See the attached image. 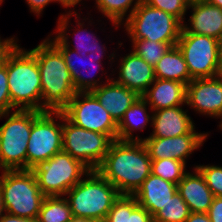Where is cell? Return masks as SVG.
<instances>
[{
  "label": "cell",
  "instance_id": "obj_1",
  "mask_svg": "<svg viewBox=\"0 0 222 222\" xmlns=\"http://www.w3.org/2000/svg\"><path fill=\"white\" fill-rule=\"evenodd\" d=\"M151 161L142 141L115 140L97 171L121 195H134L151 174Z\"/></svg>",
  "mask_w": 222,
  "mask_h": 222
},
{
  "label": "cell",
  "instance_id": "obj_2",
  "mask_svg": "<svg viewBox=\"0 0 222 222\" xmlns=\"http://www.w3.org/2000/svg\"><path fill=\"white\" fill-rule=\"evenodd\" d=\"M30 51L41 75L42 112L62 111L77 92L64 57L47 38Z\"/></svg>",
  "mask_w": 222,
  "mask_h": 222
},
{
  "label": "cell",
  "instance_id": "obj_3",
  "mask_svg": "<svg viewBox=\"0 0 222 222\" xmlns=\"http://www.w3.org/2000/svg\"><path fill=\"white\" fill-rule=\"evenodd\" d=\"M17 44L7 55V77L12 111L42 112L41 75L35 55ZM16 108V109H15Z\"/></svg>",
  "mask_w": 222,
  "mask_h": 222
},
{
  "label": "cell",
  "instance_id": "obj_4",
  "mask_svg": "<svg viewBox=\"0 0 222 222\" xmlns=\"http://www.w3.org/2000/svg\"><path fill=\"white\" fill-rule=\"evenodd\" d=\"M121 194L97 170H91L79 183L66 192L73 216L104 222Z\"/></svg>",
  "mask_w": 222,
  "mask_h": 222
},
{
  "label": "cell",
  "instance_id": "obj_5",
  "mask_svg": "<svg viewBox=\"0 0 222 222\" xmlns=\"http://www.w3.org/2000/svg\"><path fill=\"white\" fill-rule=\"evenodd\" d=\"M0 186L6 213L37 219L46 197L30 169L1 170Z\"/></svg>",
  "mask_w": 222,
  "mask_h": 222
},
{
  "label": "cell",
  "instance_id": "obj_6",
  "mask_svg": "<svg viewBox=\"0 0 222 222\" xmlns=\"http://www.w3.org/2000/svg\"><path fill=\"white\" fill-rule=\"evenodd\" d=\"M182 25L173 15L142 0L122 26L130 39H146L176 46Z\"/></svg>",
  "mask_w": 222,
  "mask_h": 222
},
{
  "label": "cell",
  "instance_id": "obj_7",
  "mask_svg": "<svg viewBox=\"0 0 222 222\" xmlns=\"http://www.w3.org/2000/svg\"><path fill=\"white\" fill-rule=\"evenodd\" d=\"M0 170L27 169V145L32 130V110L0 114Z\"/></svg>",
  "mask_w": 222,
  "mask_h": 222
},
{
  "label": "cell",
  "instance_id": "obj_8",
  "mask_svg": "<svg viewBox=\"0 0 222 222\" xmlns=\"http://www.w3.org/2000/svg\"><path fill=\"white\" fill-rule=\"evenodd\" d=\"M35 174L40 191L46 197L65 196L91 170L69 153L60 151L46 162L35 166Z\"/></svg>",
  "mask_w": 222,
  "mask_h": 222
},
{
  "label": "cell",
  "instance_id": "obj_9",
  "mask_svg": "<svg viewBox=\"0 0 222 222\" xmlns=\"http://www.w3.org/2000/svg\"><path fill=\"white\" fill-rule=\"evenodd\" d=\"M60 151H62V111L32 110V130L27 145V169L32 170Z\"/></svg>",
  "mask_w": 222,
  "mask_h": 222
},
{
  "label": "cell",
  "instance_id": "obj_10",
  "mask_svg": "<svg viewBox=\"0 0 222 222\" xmlns=\"http://www.w3.org/2000/svg\"><path fill=\"white\" fill-rule=\"evenodd\" d=\"M112 142L106 134L74 125L62 112V150L90 170L98 169Z\"/></svg>",
  "mask_w": 222,
  "mask_h": 222
},
{
  "label": "cell",
  "instance_id": "obj_11",
  "mask_svg": "<svg viewBox=\"0 0 222 222\" xmlns=\"http://www.w3.org/2000/svg\"><path fill=\"white\" fill-rule=\"evenodd\" d=\"M177 46L192 79L218 76L221 63L219 40L205 35L181 33Z\"/></svg>",
  "mask_w": 222,
  "mask_h": 222
},
{
  "label": "cell",
  "instance_id": "obj_12",
  "mask_svg": "<svg viewBox=\"0 0 222 222\" xmlns=\"http://www.w3.org/2000/svg\"><path fill=\"white\" fill-rule=\"evenodd\" d=\"M62 112L74 125L117 140V123L91 91L76 92Z\"/></svg>",
  "mask_w": 222,
  "mask_h": 222
},
{
  "label": "cell",
  "instance_id": "obj_13",
  "mask_svg": "<svg viewBox=\"0 0 222 222\" xmlns=\"http://www.w3.org/2000/svg\"><path fill=\"white\" fill-rule=\"evenodd\" d=\"M208 136L209 133L196 132L194 128L188 134L168 138L145 137L142 142L151 160L169 158L187 164V159L194 151L200 149Z\"/></svg>",
  "mask_w": 222,
  "mask_h": 222
},
{
  "label": "cell",
  "instance_id": "obj_14",
  "mask_svg": "<svg viewBox=\"0 0 222 222\" xmlns=\"http://www.w3.org/2000/svg\"><path fill=\"white\" fill-rule=\"evenodd\" d=\"M186 105L201 115L222 121V80L196 78L187 84Z\"/></svg>",
  "mask_w": 222,
  "mask_h": 222
},
{
  "label": "cell",
  "instance_id": "obj_15",
  "mask_svg": "<svg viewBox=\"0 0 222 222\" xmlns=\"http://www.w3.org/2000/svg\"><path fill=\"white\" fill-rule=\"evenodd\" d=\"M50 37L51 35L50 36L48 35L46 38L61 52L62 56L64 57L65 63L68 67V70L71 73V77L74 82V88L77 92L92 91L94 88H97L100 85L106 83L103 81L100 82V79H101L100 75L98 77L99 79H97V77L96 79L94 78L97 70L100 71L101 69V72L103 74V71L101 68L103 65L101 61L103 56H94L92 55V53H88L86 56L83 57L77 51L70 49L69 47H66L56 36H53V38H50ZM86 61L88 62L87 66L89 67L85 66ZM75 62H79L80 65H76L77 63ZM81 65L83 67V72L87 70L86 71L87 74L86 75L84 74L85 76L82 74L80 70ZM90 69L92 70L96 69L95 72L93 71L94 74L92 75V77H91L92 72H90Z\"/></svg>",
  "mask_w": 222,
  "mask_h": 222
},
{
  "label": "cell",
  "instance_id": "obj_16",
  "mask_svg": "<svg viewBox=\"0 0 222 222\" xmlns=\"http://www.w3.org/2000/svg\"><path fill=\"white\" fill-rule=\"evenodd\" d=\"M129 52L126 56L120 57L119 66H117V68L119 67L117 70L119 72L118 78L112 77V79L117 84L125 86L142 96L156 79L154 67L134 51Z\"/></svg>",
  "mask_w": 222,
  "mask_h": 222
},
{
  "label": "cell",
  "instance_id": "obj_17",
  "mask_svg": "<svg viewBox=\"0 0 222 222\" xmlns=\"http://www.w3.org/2000/svg\"><path fill=\"white\" fill-rule=\"evenodd\" d=\"M191 15L187 22L183 23L181 33H194L205 35L220 41L222 38V9L207 1L190 0L188 10Z\"/></svg>",
  "mask_w": 222,
  "mask_h": 222
},
{
  "label": "cell",
  "instance_id": "obj_18",
  "mask_svg": "<svg viewBox=\"0 0 222 222\" xmlns=\"http://www.w3.org/2000/svg\"><path fill=\"white\" fill-rule=\"evenodd\" d=\"M72 16L76 17V19H77L76 20L77 25L75 26V27H77V29L76 30L73 29L74 30L73 36L76 34V37L74 38V39H76V45H74V48H73V46H70V45H72V42L69 41L70 35L67 33V31H69L71 29L70 25H72V24L70 23L69 20ZM80 16L81 15L78 12L61 14L58 17L57 27L55 29V33H53V34L66 47H69L70 49L77 51L83 57L86 56L88 53H92V55H94V56H103L104 54H106L105 53L106 50H104L106 46L104 44H100V42H98L99 39L96 37V35L94 33L87 31V29H83V28H85V27H83V26H85V24L83 21H81ZM78 18H79V20H78ZM70 42H71V44H70Z\"/></svg>",
  "mask_w": 222,
  "mask_h": 222
},
{
  "label": "cell",
  "instance_id": "obj_19",
  "mask_svg": "<svg viewBox=\"0 0 222 222\" xmlns=\"http://www.w3.org/2000/svg\"><path fill=\"white\" fill-rule=\"evenodd\" d=\"M182 105L152 112L153 131L148 137L168 138L190 133L195 127Z\"/></svg>",
  "mask_w": 222,
  "mask_h": 222
},
{
  "label": "cell",
  "instance_id": "obj_20",
  "mask_svg": "<svg viewBox=\"0 0 222 222\" xmlns=\"http://www.w3.org/2000/svg\"><path fill=\"white\" fill-rule=\"evenodd\" d=\"M105 81L106 83L94 88L91 92L118 123L124 113L140 96L127 87L117 84L112 77H107Z\"/></svg>",
  "mask_w": 222,
  "mask_h": 222
},
{
  "label": "cell",
  "instance_id": "obj_21",
  "mask_svg": "<svg viewBox=\"0 0 222 222\" xmlns=\"http://www.w3.org/2000/svg\"><path fill=\"white\" fill-rule=\"evenodd\" d=\"M187 85L173 80L156 78L141 96L150 106L151 113L156 110L186 105Z\"/></svg>",
  "mask_w": 222,
  "mask_h": 222
},
{
  "label": "cell",
  "instance_id": "obj_22",
  "mask_svg": "<svg viewBox=\"0 0 222 222\" xmlns=\"http://www.w3.org/2000/svg\"><path fill=\"white\" fill-rule=\"evenodd\" d=\"M176 192L177 184L151 173L133 196L139 205L154 216L170 201Z\"/></svg>",
  "mask_w": 222,
  "mask_h": 222
},
{
  "label": "cell",
  "instance_id": "obj_23",
  "mask_svg": "<svg viewBox=\"0 0 222 222\" xmlns=\"http://www.w3.org/2000/svg\"><path fill=\"white\" fill-rule=\"evenodd\" d=\"M193 170V172L188 171L177 184V192L191 212L207 213L214 195L201 173L196 168Z\"/></svg>",
  "mask_w": 222,
  "mask_h": 222
},
{
  "label": "cell",
  "instance_id": "obj_24",
  "mask_svg": "<svg viewBox=\"0 0 222 222\" xmlns=\"http://www.w3.org/2000/svg\"><path fill=\"white\" fill-rule=\"evenodd\" d=\"M148 107L150 106L141 96L131 105L117 123V140L143 141L138 135L134 137L133 133L134 130H144L149 123L152 125V114L147 112Z\"/></svg>",
  "mask_w": 222,
  "mask_h": 222
},
{
  "label": "cell",
  "instance_id": "obj_25",
  "mask_svg": "<svg viewBox=\"0 0 222 222\" xmlns=\"http://www.w3.org/2000/svg\"><path fill=\"white\" fill-rule=\"evenodd\" d=\"M155 77L188 84L192 78L178 46H172L154 66Z\"/></svg>",
  "mask_w": 222,
  "mask_h": 222
},
{
  "label": "cell",
  "instance_id": "obj_26",
  "mask_svg": "<svg viewBox=\"0 0 222 222\" xmlns=\"http://www.w3.org/2000/svg\"><path fill=\"white\" fill-rule=\"evenodd\" d=\"M104 222H154L153 216L133 195H120L108 212Z\"/></svg>",
  "mask_w": 222,
  "mask_h": 222
},
{
  "label": "cell",
  "instance_id": "obj_27",
  "mask_svg": "<svg viewBox=\"0 0 222 222\" xmlns=\"http://www.w3.org/2000/svg\"><path fill=\"white\" fill-rule=\"evenodd\" d=\"M141 1L142 0H95V4L99 12L102 13V16L109 19L116 29V27L118 28L130 17Z\"/></svg>",
  "mask_w": 222,
  "mask_h": 222
},
{
  "label": "cell",
  "instance_id": "obj_28",
  "mask_svg": "<svg viewBox=\"0 0 222 222\" xmlns=\"http://www.w3.org/2000/svg\"><path fill=\"white\" fill-rule=\"evenodd\" d=\"M72 216L70 205L64 196L45 197L37 222H68Z\"/></svg>",
  "mask_w": 222,
  "mask_h": 222
},
{
  "label": "cell",
  "instance_id": "obj_29",
  "mask_svg": "<svg viewBox=\"0 0 222 222\" xmlns=\"http://www.w3.org/2000/svg\"><path fill=\"white\" fill-rule=\"evenodd\" d=\"M191 211L181 195L176 192L170 201L154 216V222H185Z\"/></svg>",
  "mask_w": 222,
  "mask_h": 222
},
{
  "label": "cell",
  "instance_id": "obj_30",
  "mask_svg": "<svg viewBox=\"0 0 222 222\" xmlns=\"http://www.w3.org/2000/svg\"><path fill=\"white\" fill-rule=\"evenodd\" d=\"M130 42L132 43V51L153 67L172 47L169 43H161L146 39H130Z\"/></svg>",
  "mask_w": 222,
  "mask_h": 222
},
{
  "label": "cell",
  "instance_id": "obj_31",
  "mask_svg": "<svg viewBox=\"0 0 222 222\" xmlns=\"http://www.w3.org/2000/svg\"><path fill=\"white\" fill-rule=\"evenodd\" d=\"M186 164L177 159L164 158L151 161V173L166 181L178 184L188 172Z\"/></svg>",
  "mask_w": 222,
  "mask_h": 222
},
{
  "label": "cell",
  "instance_id": "obj_32",
  "mask_svg": "<svg viewBox=\"0 0 222 222\" xmlns=\"http://www.w3.org/2000/svg\"><path fill=\"white\" fill-rule=\"evenodd\" d=\"M193 168L201 173L214 197L222 196V166L208 164L195 165Z\"/></svg>",
  "mask_w": 222,
  "mask_h": 222
},
{
  "label": "cell",
  "instance_id": "obj_33",
  "mask_svg": "<svg viewBox=\"0 0 222 222\" xmlns=\"http://www.w3.org/2000/svg\"><path fill=\"white\" fill-rule=\"evenodd\" d=\"M148 5L161 9L180 20L185 22V15L188 10L190 0H143Z\"/></svg>",
  "mask_w": 222,
  "mask_h": 222
},
{
  "label": "cell",
  "instance_id": "obj_34",
  "mask_svg": "<svg viewBox=\"0 0 222 222\" xmlns=\"http://www.w3.org/2000/svg\"><path fill=\"white\" fill-rule=\"evenodd\" d=\"M12 111L11 97L9 94L7 77V56L5 61L0 64V114Z\"/></svg>",
  "mask_w": 222,
  "mask_h": 222
},
{
  "label": "cell",
  "instance_id": "obj_35",
  "mask_svg": "<svg viewBox=\"0 0 222 222\" xmlns=\"http://www.w3.org/2000/svg\"><path fill=\"white\" fill-rule=\"evenodd\" d=\"M207 214L211 222H222V196L213 198Z\"/></svg>",
  "mask_w": 222,
  "mask_h": 222
},
{
  "label": "cell",
  "instance_id": "obj_36",
  "mask_svg": "<svg viewBox=\"0 0 222 222\" xmlns=\"http://www.w3.org/2000/svg\"><path fill=\"white\" fill-rule=\"evenodd\" d=\"M16 39L15 36L6 39L0 37V64L5 61L8 53L17 45L18 39Z\"/></svg>",
  "mask_w": 222,
  "mask_h": 222
},
{
  "label": "cell",
  "instance_id": "obj_37",
  "mask_svg": "<svg viewBox=\"0 0 222 222\" xmlns=\"http://www.w3.org/2000/svg\"><path fill=\"white\" fill-rule=\"evenodd\" d=\"M29 6L30 12L35 14L36 16H41L43 9L46 8L49 3H55L56 0H25Z\"/></svg>",
  "mask_w": 222,
  "mask_h": 222
},
{
  "label": "cell",
  "instance_id": "obj_38",
  "mask_svg": "<svg viewBox=\"0 0 222 222\" xmlns=\"http://www.w3.org/2000/svg\"><path fill=\"white\" fill-rule=\"evenodd\" d=\"M185 222H211L207 213L191 212Z\"/></svg>",
  "mask_w": 222,
  "mask_h": 222
},
{
  "label": "cell",
  "instance_id": "obj_39",
  "mask_svg": "<svg viewBox=\"0 0 222 222\" xmlns=\"http://www.w3.org/2000/svg\"><path fill=\"white\" fill-rule=\"evenodd\" d=\"M0 222H37V219L19 217L6 213Z\"/></svg>",
  "mask_w": 222,
  "mask_h": 222
},
{
  "label": "cell",
  "instance_id": "obj_40",
  "mask_svg": "<svg viewBox=\"0 0 222 222\" xmlns=\"http://www.w3.org/2000/svg\"><path fill=\"white\" fill-rule=\"evenodd\" d=\"M82 0H56L57 3H60L62 7H64V9L66 8H69L68 10L69 11H66L65 12L67 13H76L75 9H73L72 7H76L77 4H80ZM70 7L72 8V10L74 11H71L70 10Z\"/></svg>",
  "mask_w": 222,
  "mask_h": 222
},
{
  "label": "cell",
  "instance_id": "obj_41",
  "mask_svg": "<svg viewBox=\"0 0 222 222\" xmlns=\"http://www.w3.org/2000/svg\"><path fill=\"white\" fill-rule=\"evenodd\" d=\"M68 222H98V221L91 218L72 216V218Z\"/></svg>",
  "mask_w": 222,
  "mask_h": 222
},
{
  "label": "cell",
  "instance_id": "obj_42",
  "mask_svg": "<svg viewBox=\"0 0 222 222\" xmlns=\"http://www.w3.org/2000/svg\"><path fill=\"white\" fill-rule=\"evenodd\" d=\"M5 214H6V209L4 206L3 193L0 186V220L4 217Z\"/></svg>",
  "mask_w": 222,
  "mask_h": 222
},
{
  "label": "cell",
  "instance_id": "obj_43",
  "mask_svg": "<svg viewBox=\"0 0 222 222\" xmlns=\"http://www.w3.org/2000/svg\"><path fill=\"white\" fill-rule=\"evenodd\" d=\"M207 2L222 9V0H207Z\"/></svg>",
  "mask_w": 222,
  "mask_h": 222
},
{
  "label": "cell",
  "instance_id": "obj_44",
  "mask_svg": "<svg viewBox=\"0 0 222 222\" xmlns=\"http://www.w3.org/2000/svg\"><path fill=\"white\" fill-rule=\"evenodd\" d=\"M220 68H219V73H218V77L222 80V61H220Z\"/></svg>",
  "mask_w": 222,
  "mask_h": 222
},
{
  "label": "cell",
  "instance_id": "obj_45",
  "mask_svg": "<svg viewBox=\"0 0 222 222\" xmlns=\"http://www.w3.org/2000/svg\"><path fill=\"white\" fill-rule=\"evenodd\" d=\"M220 44V61H222V38L219 41Z\"/></svg>",
  "mask_w": 222,
  "mask_h": 222
},
{
  "label": "cell",
  "instance_id": "obj_46",
  "mask_svg": "<svg viewBox=\"0 0 222 222\" xmlns=\"http://www.w3.org/2000/svg\"><path fill=\"white\" fill-rule=\"evenodd\" d=\"M218 126L220 127V130L222 131V121H220Z\"/></svg>",
  "mask_w": 222,
  "mask_h": 222
}]
</instances>
